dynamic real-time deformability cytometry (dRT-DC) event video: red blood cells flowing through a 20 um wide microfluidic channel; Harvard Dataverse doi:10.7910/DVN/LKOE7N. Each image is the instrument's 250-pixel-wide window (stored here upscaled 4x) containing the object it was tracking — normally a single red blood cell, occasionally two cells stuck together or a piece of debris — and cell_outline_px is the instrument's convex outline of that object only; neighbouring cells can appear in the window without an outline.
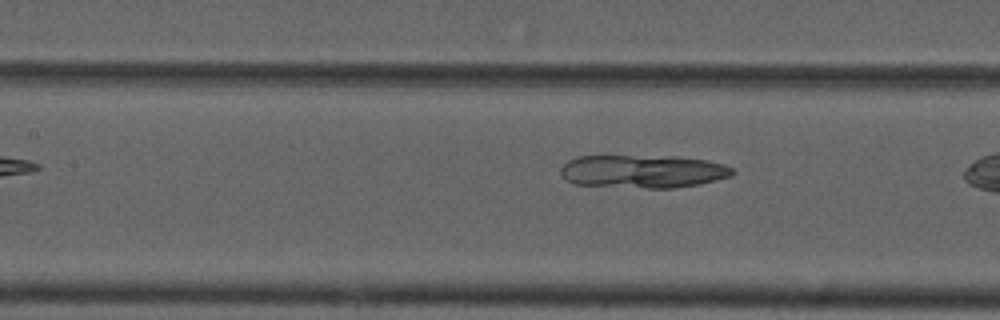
{"species": "common noctule bat (a hibernating species)", "species_latin": "Nyctalus noctula", "temperature_condition": "cold", "stored_images_in_passage": 4, "camera_frame_rate_fps": 3000, "um_per_image_px": 0.085, "animal": {"sex": "male", "forearm_length_mm": 52.5}, "frame": {"image": 1, "passage_image": 4, "time_ms": 3.667, "image_size_px": [1000, 320], "cell_outline_px": [[736, 172], [732, 176], [700, 184], [672, 188], [648, 188], [576, 184], [564, 180], [560, 172], [560, 168], [568, 160], [576, 156], [676, 156], [708, 160], [724, 164], [732, 168]], "centroid_in_image_um": [54.66, 14.56], "position_along_channel_um": 152.7, "area_um2": 33.41}}